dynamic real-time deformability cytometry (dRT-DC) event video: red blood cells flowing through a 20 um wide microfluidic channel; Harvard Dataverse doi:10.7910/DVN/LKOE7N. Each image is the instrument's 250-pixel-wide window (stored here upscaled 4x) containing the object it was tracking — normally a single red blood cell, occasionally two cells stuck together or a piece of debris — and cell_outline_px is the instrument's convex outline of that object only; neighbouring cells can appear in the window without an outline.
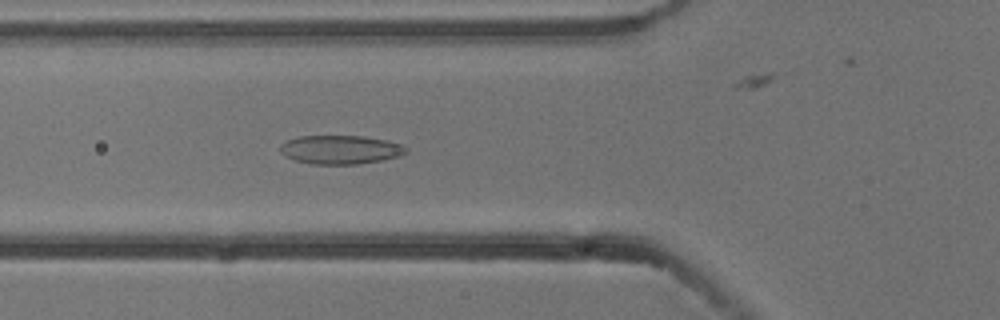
{"species": "common noctule bat (a hibernating species)", "species_latin": "Nyctalus noctula", "temperature_condition": "cold", "stored_images_in_passage": 5, "camera_frame_rate_fps": 3000, "um_per_image_px": 0.085, "animal": {"sex": "male", "body_mass_g": 13.3}, "frame": {"image": 1, "passage_image": 4, "time_ms": 1.0, "image_size_px": [1000, 320], "cell_outline_px": [[408, 152], [400, 156], [380, 160], [356, 164], [312, 164], [296, 160], [284, 156], [280, 152], [280, 144], [288, 140], [300, 136], [364, 136], [388, 140], [404, 144], [408, 148]], "centroid_in_image_um": [28.97, 12.71], "position_along_channel_um": 96.8, "area_um2": 21.21}}